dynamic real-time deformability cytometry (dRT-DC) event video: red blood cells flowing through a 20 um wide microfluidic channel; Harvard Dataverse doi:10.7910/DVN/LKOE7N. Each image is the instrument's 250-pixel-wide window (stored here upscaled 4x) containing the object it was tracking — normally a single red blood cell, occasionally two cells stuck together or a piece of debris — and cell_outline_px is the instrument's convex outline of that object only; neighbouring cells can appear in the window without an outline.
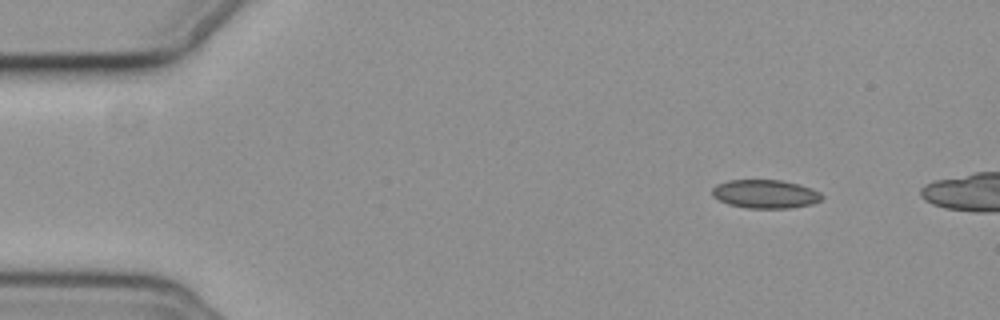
{"species": "common noctule bat (a hibernating species)", "species_latin": "Nyctalus noctula", "temperature_condition": "cold", "stored_images_in_passage": 6, "camera_frame_rate_fps": 3000, "um_per_image_px": 0.085, "animal": {"sex": "female", "body_mass_g": 19.3, "forearm_length_mm": 54.1}, "frame": {"image": 1, "passage_image": 1, "time_ms": 0.0, "image_size_px": [1000, 320], "cell_outline_px": [[824, 196], [820, 200], [812, 204], [792, 208], [744, 208], [728, 204], [712, 196], [712, 188], [716, 184], [728, 180], [780, 180], [800, 184], [812, 188], [820, 192]], "centroid_in_image_um": [65.05, 16.49], "position_along_channel_um": 19.9, "area_um2": 18.44}}